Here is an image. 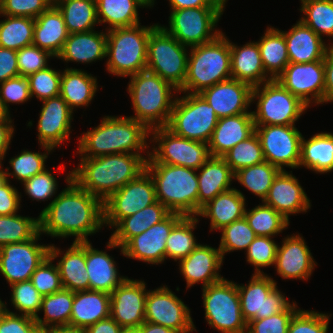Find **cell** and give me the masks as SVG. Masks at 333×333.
<instances>
[{
    "instance_id": "cell-14",
    "label": "cell",
    "mask_w": 333,
    "mask_h": 333,
    "mask_svg": "<svg viewBox=\"0 0 333 333\" xmlns=\"http://www.w3.org/2000/svg\"><path fill=\"white\" fill-rule=\"evenodd\" d=\"M247 285L238 284L241 313L246 323L285 311L290 301L268 274H252Z\"/></svg>"
},
{
    "instance_id": "cell-45",
    "label": "cell",
    "mask_w": 333,
    "mask_h": 333,
    "mask_svg": "<svg viewBox=\"0 0 333 333\" xmlns=\"http://www.w3.org/2000/svg\"><path fill=\"white\" fill-rule=\"evenodd\" d=\"M0 47L18 51L32 45L35 19L28 17L1 15Z\"/></svg>"
},
{
    "instance_id": "cell-58",
    "label": "cell",
    "mask_w": 333,
    "mask_h": 333,
    "mask_svg": "<svg viewBox=\"0 0 333 333\" xmlns=\"http://www.w3.org/2000/svg\"><path fill=\"white\" fill-rule=\"evenodd\" d=\"M291 303L283 312L266 318L251 320L247 323L246 333H287L290 321L299 309L295 301Z\"/></svg>"
},
{
    "instance_id": "cell-16",
    "label": "cell",
    "mask_w": 333,
    "mask_h": 333,
    "mask_svg": "<svg viewBox=\"0 0 333 333\" xmlns=\"http://www.w3.org/2000/svg\"><path fill=\"white\" fill-rule=\"evenodd\" d=\"M296 125H255L265 161L281 171L297 169L300 162L302 133Z\"/></svg>"
},
{
    "instance_id": "cell-22",
    "label": "cell",
    "mask_w": 333,
    "mask_h": 333,
    "mask_svg": "<svg viewBox=\"0 0 333 333\" xmlns=\"http://www.w3.org/2000/svg\"><path fill=\"white\" fill-rule=\"evenodd\" d=\"M41 102L43 103L37 124V140L39 145L55 150L70 138L74 112L60 95Z\"/></svg>"
},
{
    "instance_id": "cell-26",
    "label": "cell",
    "mask_w": 333,
    "mask_h": 333,
    "mask_svg": "<svg viewBox=\"0 0 333 333\" xmlns=\"http://www.w3.org/2000/svg\"><path fill=\"white\" fill-rule=\"evenodd\" d=\"M309 199L292 171L282 170L274 179L263 202L290 222V215L307 213L311 207Z\"/></svg>"
},
{
    "instance_id": "cell-24",
    "label": "cell",
    "mask_w": 333,
    "mask_h": 333,
    "mask_svg": "<svg viewBox=\"0 0 333 333\" xmlns=\"http://www.w3.org/2000/svg\"><path fill=\"white\" fill-rule=\"evenodd\" d=\"M317 265L309 247L300 233L287 235L278 245L275 270L282 279H310ZM309 278V279H308Z\"/></svg>"
},
{
    "instance_id": "cell-56",
    "label": "cell",
    "mask_w": 333,
    "mask_h": 333,
    "mask_svg": "<svg viewBox=\"0 0 333 333\" xmlns=\"http://www.w3.org/2000/svg\"><path fill=\"white\" fill-rule=\"evenodd\" d=\"M330 315L299 308L290 321L287 333H328Z\"/></svg>"
},
{
    "instance_id": "cell-4",
    "label": "cell",
    "mask_w": 333,
    "mask_h": 333,
    "mask_svg": "<svg viewBox=\"0 0 333 333\" xmlns=\"http://www.w3.org/2000/svg\"><path fill=\"white\" fill-rule=\"evenodd\" d=\"M129 78L126 91L135 113L129 117L143 123L149 130L166 127L178 90L148 70L140 71Z\"/></svg>"
},
{
    "instance_id": "cell-17",
    "label": "cell",
    "mask_w": 333,
    "mask_h": 333,
    "mask_svg": "<svg viewBox=\"0 0 333 333\" xmlns=\"http://www.w3.org/2000/svg\"><path fill=\"white\" fill-rule=\"evenodd\" d=\"M41 233L21 243H12L0 248V274L8 285L31 280L37 267L49 256L50 244H39ZM37 242V243H36Z\"/></svg>"
},
{
    "instance_id": "cell-66",
    "label": "cell",
    "mask_w": 333,
    "mask_h": 333,
    "mask_svg": "<svg viewBox=\"0 0 333 333\" xmlns=\"http://www.w3.org/2000/svg\"><path fill=\"white\" fill-rule=\"evenodd\" d=\"M14 123L10 115L0 120V163L5 159L14 135Z\"/></svg>"
},
{
    "instance_id": "cell-20",
    "label": "cell",
    "mask_w": 333,
    "mask_h": 333,
    "mask_svg": "<svg viewBox=\"0 0 333 333\" xmlns=\"http://www.w3.org/2000/svg\"><path fill=\"white\" fill-rule=\"evenodd\" d=\"M276 80L308 107L312 104H324V60L308 63L290 62Z\"/></svg>"
},
{
    "instance_id": "cell-25",
    "label": "cell",
    "mask_w": 333,
    "mask_h": 333,
    "mask_svg": "<svg viewBox=\"0 0 333 333\" xmlns=\"http://www.w3.org/2000/svg\"><path fill=\"white\" fill-rule=\"evenodd\" d=\"M223 260L219 247L216 249L200 243L187 257L178 261L180 274L186 281V290L199 282L204 288L224 279L219 273Z\"/></svg>"
},
{
    "instance_id": "cell-39",
    "label": "cell",
    "mask_w": 333,
    "mask_h": 333,
    "mask_svg": "<svg viewBox=\"0 0 333 333\" xmlns=\"http://www.w3.org/2000/svg\"><path fill=\"white\" fill-rule=\"evenodd\" d=\"M171 212L159 201L123 218L113 229L109 237L115 244L122 247L130 238L139 235L164 220Z\"/></svg>"
},
{
    "instance_id": "cell-18",
    "label": "cell",
    "mask_w": 333,
    "mask_h": 333,
    "mask_svg": "<svg viewBox=\"0 0 333 333\" xmlns=\"http://www.w3.org/2000/svg\"><path fill=\"white\" fill-rule=\"evenodd\" d=\"M182 217L181 214L170 213L161 222L130 238L122 247H119L110 238L106 247L108 249L119 248L126 258L137 259V261L152 265L162 264L166 260V239Z\"/></svg>"
},
{
    "instance_id": "cell-77",
    "label": "cell",
    "mask_w": 333,
    "mask_h": 333,
    "mask_svg": "<svg viewBox=\"0 0 333 333\" xmlns=\"http://www.w3.org/2000/svg\"><path fill=\"white\" fill-rule=\"evenodd\" d=\"M150 8H153L156 0H143Z\"/></svg>"
},
{
    "instance_id": "cell-32",
    "label": "cell",
    "mask_w": 333,
    "mask_h": 333,
    "mask_svg": "<svg viewBox=\"0 0 333 333\" xmlns=\"http://www.w3.org/2000/svg\"><path fill=\"white\" fill-rule=\"evenodd\" d=\"M246 198L243 193L231 188L218 194L204 205L197 217L210 220V231H219L223 227L245 216Z\"/></svg>"
},
{
    "instance_id": "cell-46",
    "label": "cell",
    "mask_w": 333,
    "mask_h": 333,
    "mask_svg": "<svg viewBox=\"0 0 333 333\" xmlns=\"http://www.w3.org/2000/svg\"><path fill=\"white\" fill-rule=\"evenodd\" d=\"M281 170L267 161L245 167L234 173V180L259 197L261 201L267 197L274 179Z\"/></svg>"
},
{
    "instance_id": "cell-47",
    "label": "cell",
    "mask_w": 333,
    "mask_h": 333,
    "mask_svg": "<svg viewBox=\"0 0 333 333\" xmlns=\"http://www.w3.org/2000/svg\"><path fill=\"white\" fill-rule=\"evenodd\" d=\"M300 20L323 39H333V0H300ZM333 45L332 43H328Z\"/></svg>"
},
{
    "instance_id": "cell-52",
    "label": "cell",
    "mask_w": 333,
    "mask_h": 333,
    "mask_svg": "<svg viewBox=\"0 0 333 333\" xmlns=\"http://www.w3.org/2000/svg\"><path fill=\"white\" fill-rule=\"evenodd\" d=\"M219 249L223 258L228 252L247 250L248 246L257 237L249 226L245 216L223 227L221 230Z\"/></svg>"
},
{
    "instance_id": "cell-64",
    "label": "cell",
    "mask_w": 333,
    "mask_h": 333,
    "mask_svg": "<svg viewBox=\"0 0 333 333\" xmlns=\"http://www.w3.org/2000/svg\"><path fill=\"white\" fill-rule=\"evenodd\" d=\"M21 192L11 185L10 180L0 187V216L18 213L21 207Z\"/></svg>"
},
{
    "instance_id": "cell-72",
    "label": "cell",
    "mask_w": 333,
    "mask_h": 333,
    "mask_svg": "<svg viewBox=\"0 0 333 333\" xmlns=\"http://www.w3.org/2000/svg\"><path fill=\"white\" fill-rule=\"evenodd\" d=\"M31 333H52V328L50 327H42V326H36Z\"/></svg>"
},
{
    "instance_id": "cell-57",
    "label": "cell",
    "mask_w": 333,
    "mask_h": 333,
    "mask_svg": "<svg viewBox=\"0 0 333 333\" xmlns=\"http://www.w3.org/2000/svg\"><path fill=\"white\" fill-rule=\"evenodd\" d=\"M54 260L48 256L31 277L33 286L42 295H50L63 289L61 277Z\"/></svg>"
},
{
    "instance_id": "cell-76",
    "label": "cell",
    "mask_w": 333,
    "mask_h": 333,
    "mask_svg": "<svg viewBox=\"0 0 333 333\" xmlns=\"http://www.w3.org/2000/svg\"><path fill=\"white\" fill-rule=\"evenodd\" d=\"M8 116V113L4 110L1 101H0V120L5 119Z\"/></svg>"
},
{
    "instance_id": "cell-13",
    "label": "cell",
    "mask_w": 333,
    "mask_h": 333,
    "mask_svg": "<svg viewBox=\"0 0 333 333\" xmlns=\"http://www.w3.org/2000/svg\"><path fill=\"white\" fill-rule=\"evenodd\" d=\"M224 7L185 8L170 11L168 27L162 26L182 45L198 46L213 41L222 31L216 29Z\"/></svg>"
},
{
    "instance_id": "cell-65",
    "label": "cell",
    "mask_w": 333,
    "mask_h": 333,
    "mask_svg": "<svg viewBox=\"0 0 333 333\" xmlns=\"http://www.w3.org/2000/svg\"><path fill=\"white\" fill-rule=\"evenodd\" d=\"M17 76V51L0 47V83Z\"/></svg>"
},
{
    "instance_id": "cell-15",
    "label": "cell",
    "mask_w": 333,
    "mask_h": 333,
    "mask_svg": "<svg viewBox=\"0 0 333 333\" xmlns=\"http://www.w3.org/2000/svg\"><path fill=\"white\" fill-rule=\"evenodd\" d=\"M156 202L154 181L145 170L103 202L104 226L113 230L123 218Z\"/></svg>"
},
{
    "instance_id": "cell-53",
    "label": "cell",
    "mask_w": 333,
    "mask_h": 333,
    "mask_svg": "<svg viewBox=\"0 0 333 333\" xmlns=\"http://www.w3.org/2000/svg\"><path fill=\"white\" fill-rule=\"evenodd\" d=\"M11 287V305L16 309V312H8L21 315H27L35 318L39 316V310L42 303L43 296L33 286L31 280L22 281L10 285Z\"/></svg>"
},
{
    "instance_id": "cell-78",
    "label": "cell",
    "mask_w": 333,
    "mask_h": 333,
    "mask_svg": "<svg viewBox=\"0 0 333 333\" xmlns=\"http://www.w3.org/2000/svg\"><path fill=\"white\" fill-rule=\"evenodd\" d=\"M215 1L220 3L224 8H225L226 3L228 2V0H215Z\"/></svg>"
},
{
    "instance_id": "cell-5",
    "label": "cell",
    "mask_w": 333,
    "mask_h": 333,
    "mask_svg": "<svg viewBox=\"0 0 333 333\" xmlns=\"http://www.w3.org/2000/svg\"><path fill=\"white\" fill-rule=\"evenodd\" d=\"M190 48L186 78L178 93L199 94L232 78L230 40L225 33L211 42Z\"/></svg>"
},
{
    "instance_id": "cell-44",
    "label": "cell",
    "mask_w": 333,
    "mask_h": 333,
    "mask_svg": "<svg viewBox=\"0 0 333 333\" xmlns=\"http://www.w3.org/2000/svg\"><path fill=\"white\" fill-rule=\"evenodd\" d=\"M199 223L197 216H183L172 228L166 239V259L180 261L187 257L200 243L194 237V229Z\"/></svg>"
},
{
    "instance_id": "cell-12",
    "label": "cell",
    "mask_w": 333,
    "mask_h": 333,
    "mask_svg": "<svg viewBox=\"0 0 333 333\" xmlns=\"http://www.w3.org/2000/svg\"><path fill=\"white\" fill-rule=\"evenodd\" d=\"M150 140V143L157 146L152 145L146 163H163L198 170L211 157L208 143L179 137L166 127L151 129Z\"/></svg>"
},
{
    "instance_id": "cell-48",
    "label": "cell",
    "mask_w": 333,
    "mask_h": 333,
    "mask_svg": "<svg viewBox=\"0 0 333 333\" xmlns=\"http://www.w3.org/2000/svg\"><path fill=\"white\" fill-rule=\"evenodd\" d=\"M40 146L45 152H31L28 149H23L19 154L9 159V164L13 171L9 172L10 167L4 169L8 181L10 176H12L13 179L23 183L25 180L47 169L45 162L47 161L48 155L53 152L54 149L45 145Z\"/></svg>"
},
{
    "instance_id": "cell-11",
    "label": "cell",
    "mask_w": 333,
    "mask_h": 333,
    "mask_svg": "<svg viewBox=\"0 0 333 333\" xmlns=\"http://www.w3.org/2000/svg\"><path fill=\"white\" fill-rule=\"evenodd\" d=\"M202 291L205 319L211 328L220 333L247 332L236 282L224 278Z\"/></svg>"
},
{
    "instance_id": "cell-55",
    "label": "cell",
    "mask_w": 333,
    "mask_h": 333,
    "mask_svg": "<svg viewBox=\"0 0 333 333\" xmlns=\"http://www.w3.org/2000/svg\"><path fill=\"white\" fill-rule=\"evenodd\" d=\"M273 238L257 236L245 251L247 263L254 266V274H265L261 268L275 265L278 244Z\"/></svg>"
},
{
    "instance_id": "cell-19",
    "label": "cell",
    "mask_w": 333,
    "mask_h": 333,
    "mask_svg": "<svg viewBox=\"0 0 333 333\" xmlns=\"http://www.w3.org/2000/svg\"><path fill=\"white\" fill-rule=\"evenodd\" d=\"M191 310L167 285L148 290L145 322L162 325L177 333L197 331Z\"/></svg>"
},
{
    "instance_id": "cell-8",
    "label": "cell",
    "mask_w": 333,
    "mask_h": 333,
    "mask_svg": "<svg viewBox=\"0 0 333 333\" xmlns=\"http://www.w3.org/2000/svg\"><path fill=\"white\" fill-rule=\"evenodd\" d=\"M188 48L158 24L149 35L146 70L159 75L179 91L186 78Z\"/></svg>"
},
{
    "instance_id": "cell-70",
    "label": "cell",
    "mask_w": 333,
    "mask_h": 333,
    "mask_svg": "<svg viewBox=\"0 0 333 333\" xmlns=\"http://www.w3.org/2000/svg\"><path fill=\"white\" fill-rule=\"evenodd\" d=\"M138 329L140 333H177L170 328L151 322H144Z\"/></svg>"
},
{
    "instance_id": "cell-59",
    "label": "cell",
    "mask_w": 333,
    "mask_h": 333,
    "mask_svg": "<svg viewBox=\"0 0 333 333\" xmlns=\"http://www.w3.org/2000/svg\"><path fill=\"white\" fill-rule=\"evenodd\" d=\"M53 170L48 168L30 179L25 180L22 184L24 185V192L33 201H48L53 195L55 196L58 189V182L56 176L51 173Z\"/></svg>"
},
{
    "instance_id": "cell-43",
    "label": "cell",
    "mask_w": 333,
    "mask_h": 333,
    "mask_svg": "<svg viewBox=\"0 0 333 333\" xmlns=\"http://www.w3.org/2000/svg\"><path fill=\"white\" fill-rule=\"evenodd\" d=\"M74 301V292L62 289L50 295H45L42 298L41 311L44 312L43 318L35 317L38 326L42 327H58L70 326V318L72 305Z\"/></svg>"
},
{
    "instance_id": "cell-1",
    "label": "cell",
    "mask_w": 333,
    "mask_h": 333,
    "mask_svg": "<svg viewBox=\"0 0 333 333\" xmlns=\"http://www.w3.org/2000/svg\"><path fill=\"white\" fill-rule=\"evenodd\" d=\"M68 184L39 214V232L51 237H75L74 242L89 241L88 236L104 227L103 201L82 189L66 175Z\"/></svg>"
},
{
    "instance_id": "cell-49",
    "label": "cell",
    "mask_w": 333,
    "mask_h": 333,
    "mask_svg": "<svg viewBox=\"0 0 333 333\" xmlns=\"http://www.w3.org/2000/svg\"><path fill=\"white\" fill-rule=\"evenodd\" d=\"M245 218L257 236L274 237L288 228L290 222L263 201L251 210H245Z\"/></svg>"
},
{
    "instance_id": "cell-63",
    "label": "cell",
    "mask_w": 333,
    "mask_h": 333,
    "mask_svg": "<svg viewBox=\"0 0 333 333\" xmlns=\"http://www.w3.org/2000/svg\"><path fill=\"white\" fill-rule=\"evenodd\" d=\"M36 326L35 318L7 311L0 321V333H31Z\"/></svg>"
},
{
    "instance_id": "cell-21",
    "label": "cell",
    "mask_w": 333,
    "mask_h": 333,
    "mask_svg": "<svg viewBox=\"0 0 333 333\" xmlns=\"http://www.w3.org/2000/svg\"><path fill=\"white\" fill-rule=\"evenodd\" d=\"M146 287L144 280L127 277L110 294V316L122 328H139L145 322Z\"/></svg>"
},
{
    "instance_id": "cell-75",
    "label": "cell",
    "mask_w": 333,
    "mask_h": 333,
    "mask_svg": "<svg viewBox=\"0 0 333 333\" xmlns=\"http://www.w3.org/2000/svg\"><path fill=\"white\" fill-rule=\"evenodd\" d=\"M120 333H140V332L138 328L127 327V328H122Z\"/></svg>"
},
{
    "instance_id": "cell-6",
    "label": "cell",
    "mask_w": 333,
    "mask_h": 333,
    "mask_svg": "<svg viewBox=\"0 0 333 333\" xmlns=\"http://www.w3.org/2000/svg\"><path fill=\"white\" fill-rule=\"evenodd\" d=\"M154 181L156 198L171 213L198 216L197 170L163 163H146Z\"/></svg>"
},
{
    "instance_id": "cell-69",
    "label": "cell",
    "mask_w": 333,
    "mask_h": 333,
    "mask_svg": "<svg viewBox=\"0 0 333 333\" xmlns=\"http://www.w3.org/2000/svg\"><path fill=\"white\" fill-rule=\"evenodd\" d=\"M122 327L111 317L102 319L85 328L86 333H120Z\"/></svg>"
},
{
    "instance_id": "cell-23",
    "label": "cell",
    "mask_w": 333,
    "mask_h": 333,
    "mask_svg": "<svg viewBox=\"0 0 333 333\" xmlns=\"http://www.w3.org/2000/svg\"><path fill=\"white\" fill-rule=\"evenodd\" d=\"M252 89L249 84L231 78L217 83L199 94L213 107L220 119L242 113H252L248 110L252 104Z\"/></svg>"
},
{
    "instance_id": "cell-37",
    "label": "cell",
    "mask_w": 333,
    "mask_h": 333,
    "mask_svg": "<svg viewBox=\"0 0 333 333\" xmlns=\"http://www.w3.org/2000/svg\"><path fill=\"white\" fill-rule=\"evenodd\" d=\"M97 78L76 68H65L60 81V96L69 107H88L98 90Z\"/></svg>"
},
{
    "instance_id": "cell-68",
    "label": "cell",
    "mask_w": 333,
    "mask_h": 333,
    "mask_svg": "<svg viewBox=\"0 0 333 333\" xmlns=\"http://www.w3.org/2000/svg\"><path fill=\"white\" fill-rule=\"evenodd\" d=\"M169 6L172 10L199 7H223L215 0H169Z\"/></svg>"
},
{
    "instance_id": "cell-7",
    "label": "cell",
    "mask_w": 333,
    "mask_h": 333,
    "mask_svg": "<svg viewBox=\"0 0 333 333\" xmlns=\"http://www.w3.org/2000/svg\"><path fill=\"white\" fill-rule=\"evenodd\" d=\"M158 25L140 24L107 31L106 70L118 77H129L146 70L150 32Z\"/></svg>"
},
{
    "instance_id": "cell-33",
    "label": "cell",
    "mask_w": 333,
    "mask_h": 333,
    "mask_svg": "<svg viewBox=\"0 0 333 333\" xmlns=\"http://www.w3.org/2000/svg\"><path fill=\"white\" fill-rule=\"evenodd\" d=\"M114 258L106 251L93 248L86 241V269L89 277V290L111 294L126 278L116 268Z\"/></svg>"
},
{
    "instance_id": "cell-35",
    "label": "cell",
    "mask_w": 333,
    "mask_h": 333,
    "mask_svg": "<svg viewBox=\"0 0 333 333\" xmlns=\"http://www.w3.org/2000/svg\"><path fill=\"white\" fill-rule=\"evenodd\" d=\"M68 35L63 15L53 4L35 19L32 44L56 58Z\"/></svg>"
},
{
    "instance_id": "cell-10",
    "label": "cell",
    "mask_w": 333,
    "mask_h": 333,
    "mask_svg": "<svg viewBox=\"0 0 333 333\" xmlns=\"http://www.w3.org/2000/svg\"><path fill=\"white\" fill-rule=\"evenodd\" d=\"M218 120L200 94L183 93L176 96L166 128L179 137L209 143Z\"/></svg>"
},
{
    "instance_id": "cell-29",
    "label": "cell",
    "mask_w": 333,
    "mask_h": 333,
    "mask_svg": "<svg viewBox=\"0 0 333 333\" xmlns=\"http://www.w3.org/2000/svg\"><path fill=\"white\" fill-rule=\"evenodd\" d=\"M71 33L68 35L57 59L64 62L90 64L106 57L107 31Z\"/></svg>"
},
{
    "instance_id": "cell-74",
    "label": "cell",
    "mask_w": 333,
    "mask_h": 333,
    "mask_svg": "<svg viewBox=\"0 0 333 333\" xmlns=\"http://www.w3.org/2000/svg\"><path fill=\"white\" fill-rule=\"evenodd\" d=\"M6 304H7L6 302L4 303V301H2L0 299V321H1L2 317H3V315L7 312L8 308H7Z\"/></svg>"
},
{
    "instance_id": "cell-50",
    "label": "cell",
    "mask_w": 333,
    "mask_h": 333,
    "mask_svg": "<svg viewBox=\"0 0 333 333\" xmlns=\"http://www.w3.org/2000/svg\"><path fill=\"white\" fill-rule=\"evenodd\" d=\"M39 232V217L20 214L0 216V248L32 239Z\"/></svg>"
},
{
    "instance_id": "cell-27",
    "label": "cell",
    "mask_w": 333,
    "mask_h": 333,
    "mask_svg": "<svg viewBox=\"0 0 333 333\" xmlns=\"http://www.w3.org/2000/svg\"><path fill=\"white\" fill-rule=\"evenodd\" d=\"M49 256L53 260L60 257L56 265L64 289L73 292L89 290V277L86 269V241H73L65 253L57 246L50 244Z\"/></svg>"
},
{
    "instance_id": "cell-62",
    "label": "cell",
    "mask_w": 333,
    "mask_h": 333,
    "mask_svg": "<svg viewBox=\"0 0 333 333\" xmlns=\"http://www.w3.org/2000/svg\"><path fill=\"white\" fill-rule=\"evenodd\" d=\"M30 99V86L27 77L19 75L0 83V101L8 115H10L9 104H23Z\"/></svg>"
},
{
    "instance_id": "cell-2",
    "label": "cell",
    "mask_w": 333,
    "mask_h": 333,
    "mask_svg": "<svg viewBox=\"0 0 333 333\" xmlns=\"http://www.w3.org/2000/svg\"><path fill=\"white\" fill-rule=\"evenodd\" d=\"M149 154L116 153L96 158L79 157L72 179L103 202L145 171Z\"/></svg>"
},
{
    "instance_id": "cell-38",
    "label": "cell",
    "mask_w": 333,
    "mask_h": 333,
    "mask_svg": "<svg viewBox=\"0 0 333 333\" xmlns=\"http://www.w3.org/2000/svg\"><path fill=\"white\" fill-rule=\"evenodd\" d=\"M299 167L316 174L333 171V133H316L307 140L302 136Z\"/></svg>"
},
{
    "instance_id": "cell-34",
    "label": "cell",
    "mask_w": 333,
    "mask_h": 333,
    "mask_svg": "<svg viewBox=\"0 0 333 333\" xmlns=\"http://www.w3.org/2000/svg\"><path fill=\"white\" fill-rule=\"evenodd\" d=\"M199 171V174H198ZM198 178V214L201 208L218 194L233 187L234 173L222 157L211 156L197 170Z\"/></svg>"
},
{
    "instance_id": "cell-40",
    "label": "cell",
    "mask_w": 333,
    "mask_h": 333,
    "mask_svg": "<svg viewBox=\"0 0 333 333\" xmlns=\"http://www.w3.org/2000/svg\"><path fill=\"white\" fill-rule=\"evenodd\" d=\"M143 0H96L97 20L108 24L106 31L140 23L138 8H148Z\"/></svg>"
},
{
    "instance_id": "cell-51",
    "label": "cell",
    "mask_w": 333,
    "mask_h": 333,
    "mask_svg": "<svg viewBox=\"0 0 333 333\" xmlns=\"http://www.w3.org/2000/svg\"><path fill=\"white\" fill-rule=\"evenodd\" d=\"M222 158L230 166L233 173L265 161L260 140L255 132L236 144Z\"/></svg>"
},
{
    "instance_id": "cell-67",
    "label": "cell",
    "mask_w": 333,
    "mask_h": 333,
    "mask_svg": "<svg viewBox=\"0 0 333 333\" xmlns=\"http://www.w3.org/2000/svg\"><path fill=\"white\" fill-rule=\"evenodd\" d=\"M325 91L324 103H333V45H329L324 57Z\"/></svg>"
},
{
    "instance_id": "cell-9",
    "label": "cell",
    "mask_w": 333,
    "mask_h": 333,
    "mask_svg": "<svg viewBox=\"0 0 333 333\" xmlns=\"http://www.w3.org/2000/svg\"><path fill=\"white\" fill-rule=\"evenodd\" d=\"M254 102L256 111L252 114L255 125H295L309 108L276 79L253 87L252 104Z\"/></svg>"
},
{
    "instance_id": "cell-3",
    "label": "cell",
    "mask_w": 333,
    "mask_h": 333,
    "mask_svg": "<svg viewBox=\"0 0 333 333\" xmlns=\"http://www.w3.org/2000/svg\"><path fill=\"white\" fill-rule=\"evenodd\" d=\"M81 135L76 150L80 157L96 158L116 153L150 152L147 143L150 141V130L143 123L128 116H104L97 127Z\"/></svg>"
},
{
    "instance_id": "cell-28",
    "label": "cell",
    "mask_w": 333,
    "mask_h": 333,
    "mask_svg": "<svg viewBox=\"0 0 333 333\" xmlns=\"http://www.w3.org/2000/svg\"><path fill=\"white\" fill-rule=\"evenodd\" d=\"M254 132L255 123L252 113L220 118L208 143L210 155L222 157Z\"/></svg>"
},
{
    "instance_id": "cell-30",
    "label": "cell",
    "mask_w": 333,
    "mask_h": 333,
    "mask_svg": "<svg viewBox=\"0 0 333 333\" xmlns=\"http://www.w3.org/2000/svg\"><path fill=\"white\" fill-rule=\"evenodd\" d=\"M285 37L290 62L308 63L324 60L329 44L301 20L289 31L280 30Z\"/></svg>"
},
{
    "instance_id": "cell-60",
    "label": "cell",
    "mask_w": 333,
    "mask_h": 333,
    "mask_svg": "<svg viewBox=\"0 0 333 333\" xmlns=\"http://www.w3.org/2000/svg\"><path fill=\"white\" fill-rule=\"evenodd\" d=\"M54 4V0H0V14L36 19Z\"/></svg>"
},
{
    "instance_id": "cell-41",
    "label": "cell",
    "mask_w": 333,
    "mask_h": 333,
    "mask_svg": "<svg viewBox=\"0 0 333 333\" xmlns=\"http://www.w3.org/2000/svg\"><path fill=\"white\" fill-rule=\"evenodd\" d=\"M266 74L276 79L290 63L284 34L272 26L256 41Z\"/></svg>"
},
{
    "instance_id": "cell-71",
    "label": "cell",
    "mask_w": 333,
    "mask_h": 333,
    "mask_svg": "<svg viewBox=\"0 0 333 333\" xmlns=\"http://www.w3.org/2000/svg\"><path fill=\"white\" fill-rule=\"evenodd\" d=\"M52 333H86L85 329L72 326H58L52 328Z\"/></svg>"
},
{
    "instance_id": "cell-36",
    "label": "cell",
    "mask_w": 333,
    "mask_h": 333,
    "mask_svg": "<svg viewBox=\"0 0 333 333\" xmlns=\"http://www.w3.org/2000/svg\"><path fill=\"white\" fill-rule=\"evenodd\" d=\"M110 316V294L102 291H76L70 326L87 328Z\"/></svg>"
},
{
    "instance_id": "cell-73",
    "label": "cell",
    "mask_w": 333,
    "mask_h": 333,
    "mask_svg": "<svg viewBox=\"0 0 333 333\" xmlns=\"http://www.w3.org/2000/svg\"><path fill=\"white\" fill-rule=\"evenodd\" d=\"M2 165L4 164L0 163V187L3 186L8 181L5 170L3 169Z\"/></svg>"
},
{
    "instance_id": "cell-61",
    "label": "cell",
    "mask_w": 333,
    "mask_h": 333,
    "mask_svg": "<svg viewBox=\"0 0 333 333\" xmlns=\"http://www.w3.org/2000/svg\"><path fill=\"white\" fill-rule=\"evenodd\" d=\"M50 58L55 57L48 51L42 50L33 44L21 48L17 51L19 75L27 77L32 73L47 68Z\"/></svg>"
},
{
    "instance_id": "cell-31",
    "label": "cell",
    "mask_w": 333,
    "mask_h": 333,
    "mask_svg": "<svg viewBox=\"0 0 333 333\" xmlns=\"http://www.w3.org/2000/svg\"><path fill=\"white\" fill-rule=\"evenodd\" d=\"M230 53L232 79L247 83L252 88L272 80L265 72L257 42L238 46L230 41Z\"/></svg>"
},
{
    "instance_id": "cell-42",
    "label": "cell",
    "mask_w": 333,
    "mask_h": 333,
    "mask_svg": "<svg viewBox=\"0 0 333 333\" xmlns=\"http://www.w3.org/2000/svg\"><path fill=\"white\" fill-rule=\"evenodd\" d=\"M62 13L69 34L95 30L97 20L96 0H54Z\"/></svg>"
},
{
    "instance_id": "cell-54",
    "label": "cell",
    "mask_w": 333,
    "mask_h": 333,
    "mask_svg": "<svg viewBox=\"0 0 333 333\" xmlns=\"http://www.w3.org/2000/svg\"><path fill=\"white\" fill-rule=\"evenodd\" d=\"M62 71L48 66L43 70L27 76L30 86L31 98L36 97L40 101L59 96Z\"/></svg>"
}]
</instances>
